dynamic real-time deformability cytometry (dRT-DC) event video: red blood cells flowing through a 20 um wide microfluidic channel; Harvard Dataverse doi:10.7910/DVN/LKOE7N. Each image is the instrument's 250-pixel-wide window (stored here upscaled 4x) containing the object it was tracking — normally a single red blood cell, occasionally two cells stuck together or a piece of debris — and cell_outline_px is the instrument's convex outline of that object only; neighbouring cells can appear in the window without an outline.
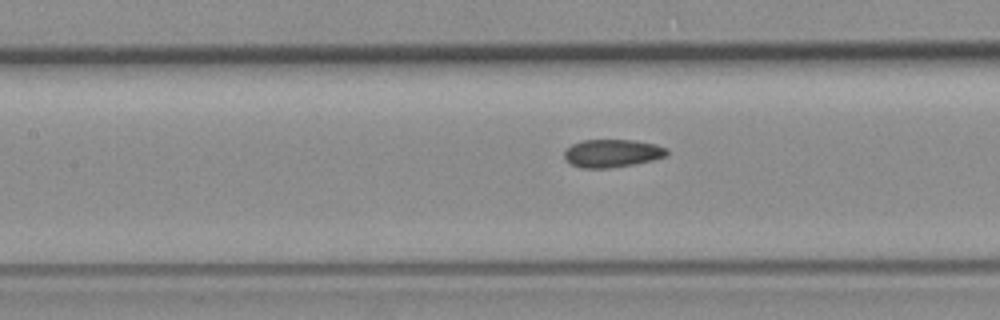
{"species": "common noctule bat (a hibernating species)", "species_latin": "Nyctalus noctula", "temperature_condition": "room temperature", "stored_images_in_passage": 37, "camera_frame_rate_fps": 3000, "um_per_image_px": 0.085, "animal": {"sex": "female", "body_mass_g": 19.3, "forearm_length_mm": 54.1}, "frame": {"image": 1, "passage_image": 19, "time_ms": 6.0, "image_size_px": [1000, 320], "cell_outline_px": [[668, 156], [652, 160], [632, 164], [608, 168], [580, 168], [572, 164], [564, 156], [564, 152], [572, 144], [580, 140], [636, 140], [656, 144], [668, 148]], "centroid_in_image_um": [52.07, 13.01], "position_along_channel_um": 155.3, "area_um2": 16.7}}
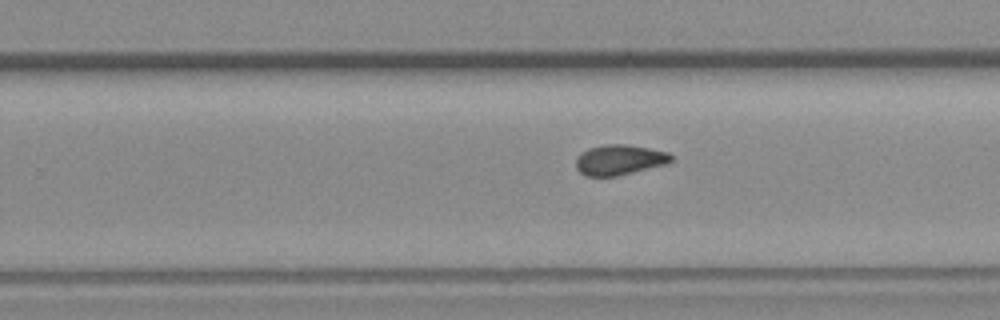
{"frame": {"image": 2, "passage_image": 29, "time_ms": 9.333, "image_size_px": [1000, 320], "cell_outline_px": [[672, 160], [664, 164], [616, 176], [588, 176], [580, 172], [576, 168], [576, 156], [580, 152], [588, 148], [604, 144], [628, 144], [668, 152], [672, 156]], "centroid_in_image_um": [52.6, 13.57], "position_along_channel_um": 277.2, "area_um2": 16.7}}
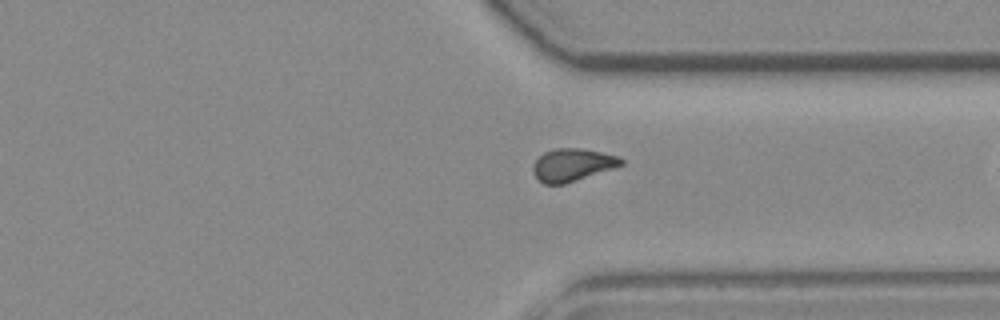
{"frame": {"image": 3, "passage_image": 36, "time_ms": 11.667, "image_size_px": [1000, 320], "cell_outline_px": [[624, 164], [564, 184], [544, 184], [532, 172], [532, 168], [536, 160], [544, 152], [552, 148], [580, 148], [620, 156], [624, 160]], "centroid_in_image_um": [48.64, 14.0], "position_along_channel_um": 362.8, "area_um2": 16.59}}